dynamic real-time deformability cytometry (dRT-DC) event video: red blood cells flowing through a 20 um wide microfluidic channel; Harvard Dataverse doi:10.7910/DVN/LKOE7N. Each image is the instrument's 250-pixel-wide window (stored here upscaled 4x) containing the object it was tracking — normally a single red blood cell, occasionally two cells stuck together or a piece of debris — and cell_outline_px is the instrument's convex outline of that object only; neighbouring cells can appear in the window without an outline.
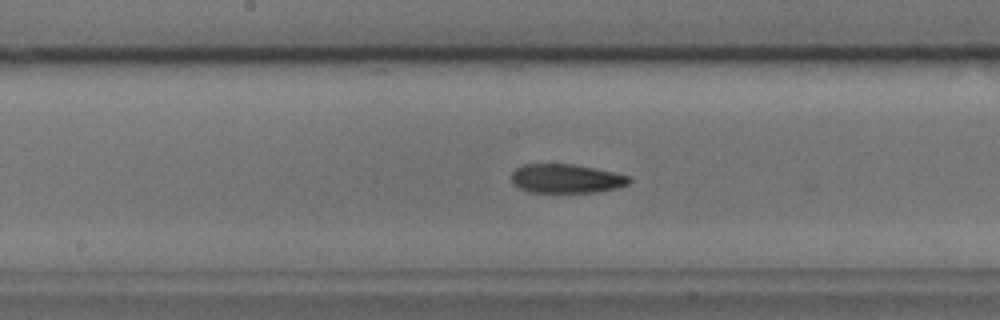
{"species": "common noctule bat (a hibernating species)", "species_latin": "Nyctalus noctula", "temperature_condition": "cold", "stored_images_in_passage": 29, "camera_frame_rate_fps": 3000, "um_per_image_px": 0.085, "animal": {"sex": "male", "body_mass_g": 17.9, "forearm_length_mm": 54.2}, "frame": {"image": 1, "passage_image": 13, "time_ms": 4.0, "image_size_px": [1000, 320], "cell_outline_px": [[632, 180], [628, 184], [620, 188], [592, 192], [528, 192], [512, 184], [512, 172], [516, 168], [524, 164], [572, 164], [612, 172], [628, 176]], "centroid_in_image_um": [48.11, 15.19], "position_along_channel_um": 200.1, "area_um2": 19.77}}
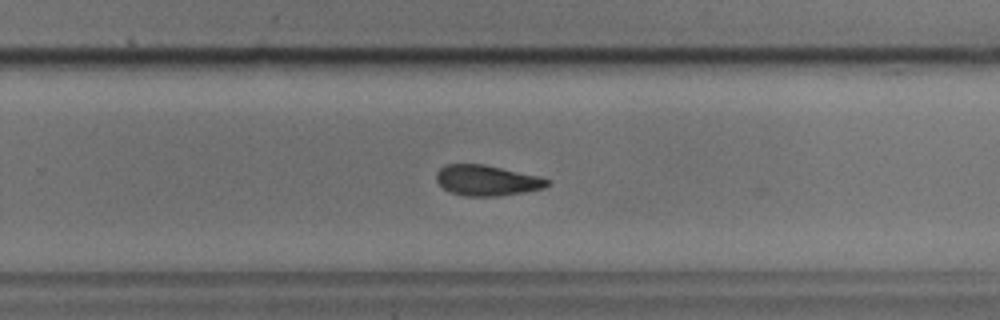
{"frame": {"image": 2, "passage_image": 20, "time_ms": 6.333, "image_size_px": [1000, 320], "cell_outline_px": [[548, 184], [544, 188], [524, 192], [496, 196], [464, 196], [452, 192], [444, 188], [436, 180], [436, 172], [444, 164], [484, 164], [540, 176], [548, 180]], "centroid_in_image_um": [41.36, 15.32], "position_along_channel_um": 288.4, "area_um2": 19.65}}
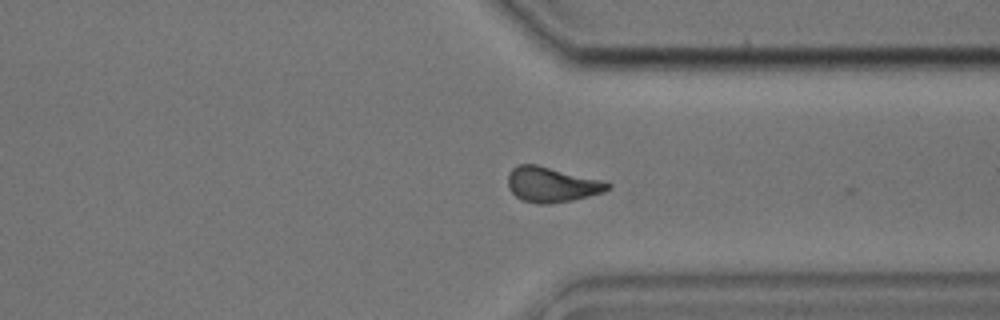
{"frame": {"image": 3, "passage_image": 26, "time_ms": 8.333, "image_size_px": [1000, 320], "cell_outline_px": [[612, 188], [604, 192], [572, 200], [552, 204], [536, 204], [520, 200], [508, 188], [508, 172], [512, 168], [520, 164], [536, 164], [608, 180], [612, 184]], "centroid_in_image_um": [46.95, 15.68], "position_along_channel_um": 364.4, "area_um2": 21.04}, "authors_computed_cell_mechanics": {"area_um2": 20.6924, "velocity_mm_per_s": 3.8026, "shape_relaxation_time_tau1_ms": 6.6165, "shape_relaxation_time_tau2_ms": 6.1427, "deformation_change_tau1": 0.1419, "deformation_change_tau2": 0.1438}}